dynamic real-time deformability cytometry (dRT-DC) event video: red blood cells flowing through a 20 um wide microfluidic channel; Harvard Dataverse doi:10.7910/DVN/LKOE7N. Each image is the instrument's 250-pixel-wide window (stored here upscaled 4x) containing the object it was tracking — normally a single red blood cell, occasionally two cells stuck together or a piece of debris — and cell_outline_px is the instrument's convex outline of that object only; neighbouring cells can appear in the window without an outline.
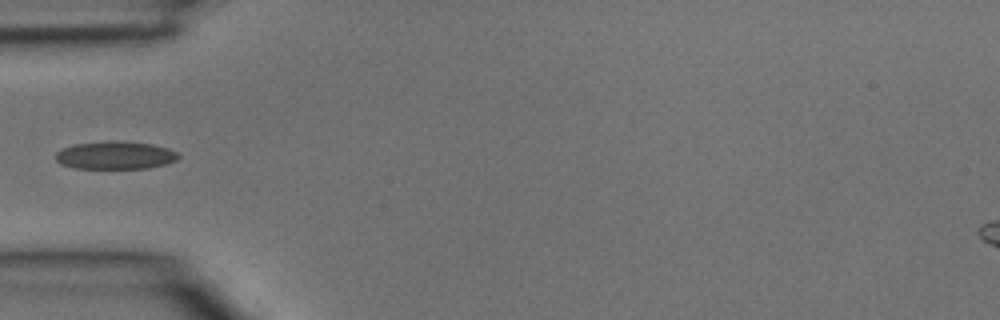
{"species": "common noctule bat (a hibernating species)", "species_latin": "Nyctalus noctula", "temperature_condition": "room temperature", "stored_images_in_passage": 1, "camera_frame_rate_fps": 3000, "um_per_image_px": 0.085, "animal": {"sex": "male", "body_mass_g": 15.6}, "frame": {"image": 1, "passage_image": 1, "time_ms": 0.0, "image_size_px": [1000, 320], "cell_outline_px": [[180, 156], [176, 160], [164, 164], [148, 168], [76, 168], [60, 164], [56, 160], [56, 152], [64, 148], [76, 144], [112, 140], [120, 140], [152, 144], [168, 148], [176, 152]], "centroid_in_image_um": [9.8, 13.19], "position_along_channel_um": 75.2, "area_um2": 19.88}}